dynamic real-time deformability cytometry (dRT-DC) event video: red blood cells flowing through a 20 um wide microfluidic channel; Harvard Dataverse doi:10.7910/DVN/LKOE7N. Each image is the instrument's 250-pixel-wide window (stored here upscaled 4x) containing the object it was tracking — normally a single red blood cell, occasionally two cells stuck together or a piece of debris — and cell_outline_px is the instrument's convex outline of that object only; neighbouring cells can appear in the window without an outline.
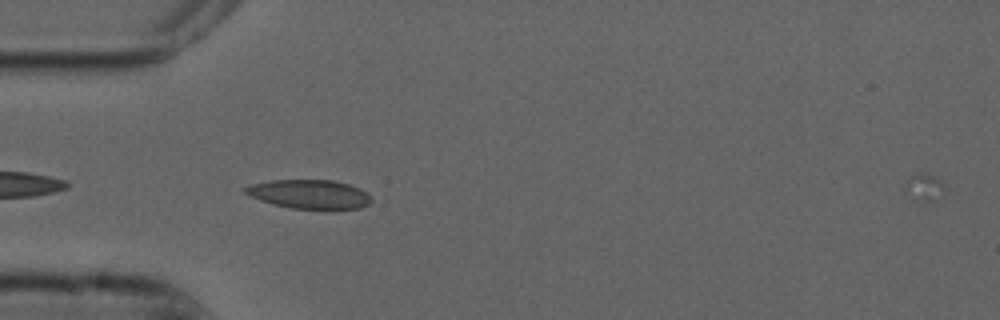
{"species": "common noctule bat (a hibernating species)", "species_latin": "Nyctalus noctula", "temperature_condition": "cold", "stored_images_in_passage": 3, "camera_frame_rate_fps": 3000, "um_per_image_px": 0.085, "animal": {"sex": "male", "forearm_length_mm": 52.5}, "frame": {"image": 1, "passage_image": 2, "time_ms": 0.333, "image_size_px": [1000, 320], "cell_outline_px": [[376, 200], [360, 208], [328, 212], [324, 212], [292, 208], [272, 204], [260, 200], [244, 192], [244, 188], [252, 184], [268, 180], [332, 180], [348, 184], [360, 188], [376, 196]], "centroid_in_image_um": [26.44, 16.55], "position_along_channel_um": 58.6, "area_um2": 22.37}}